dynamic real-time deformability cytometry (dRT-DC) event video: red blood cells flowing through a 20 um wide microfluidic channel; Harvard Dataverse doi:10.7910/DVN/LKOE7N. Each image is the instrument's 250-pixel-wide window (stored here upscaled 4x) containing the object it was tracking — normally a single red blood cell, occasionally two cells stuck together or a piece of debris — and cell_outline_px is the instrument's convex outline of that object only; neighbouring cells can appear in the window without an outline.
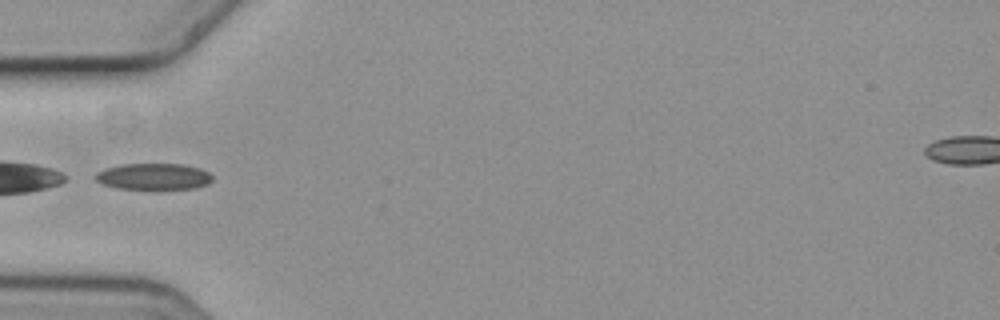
{"species": "common noctule bat (a hibernating species)", "species_latin": "Nyctalus noctula", "temperature_condition": "cold", "stored_images_in_passage": 5, "camera_frame_rate_fps": 3000, "um_per_image_px": 0.085, "animal": {"sex": "female", "body_mass_g": 19.3, "forearm_length_mm": 54.1}, "frame": {"image": 1, "passage_image": 5, "time_ms": 1.333, "image_size_px": [1000, 320], "cell_outline_px": [[212, 180], [208, 184], [196, 188], [116, 188], [104, 184], [96, 180], [96, 172], [108, 168], [124, 164], [184, 164], [200, 168], [208, 172], [212, 176]], "centroid_in_image_um": [13.1, 14.99], "position_along_channel_um": 71.9, "area_um2": 17.63}}